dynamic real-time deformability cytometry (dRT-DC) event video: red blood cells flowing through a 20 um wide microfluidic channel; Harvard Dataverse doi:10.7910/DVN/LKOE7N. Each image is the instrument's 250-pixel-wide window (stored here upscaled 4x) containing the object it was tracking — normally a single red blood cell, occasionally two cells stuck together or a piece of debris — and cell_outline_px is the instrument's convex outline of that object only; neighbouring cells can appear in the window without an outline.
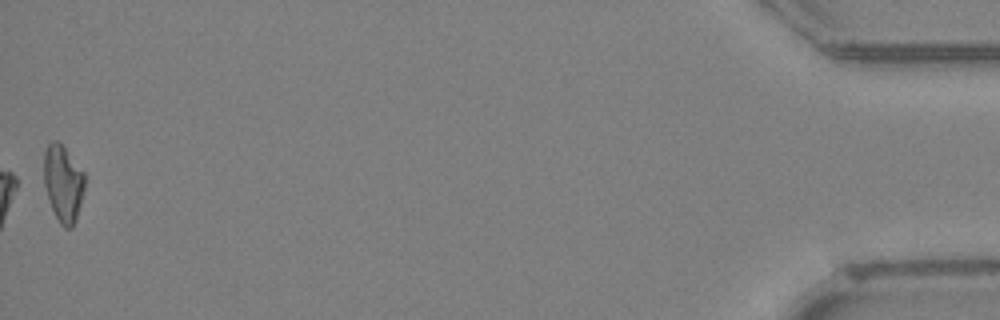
{"species": "Egyptian fruit bat (a non-hibernating species)", "species_latin": "Rousettus aegyptiacus", "temperature_condition": "warm", "stored_images_in_passage": 41, "camera_frame_rate_fps": 3000, "um_per_image_px": 0.085, "animal": {"sex": "female"}, "frame": {"image": 1, "passage_image": 41, "time_ms": 13.333, "image_size_px": [1000, 320], "cell_outline_px": [[84, 188], [76, 220], [72, 228], [64, 228], [60, 224], [52, 208], [44, 184], [44, 152], [48, 144], [52, 140], [56, 140], [64, 148], [84, 172]], "centroid_in_image_um": [5.36, 15.6], "position_along_channel_um": 429.8, "area_um2": 17.92}, "authors_computed_cell_mechanics": {"area_um2": 18.785, "velocity_mm_per_s": 3.4342, "shape_relaxation_time_tau1_ms": 7.5704, "shape_relaxation_time_tau2_ms": 2.1502, "deformation_change_tau1": 0.2283, "deformation_change_tau2": 0.0836}}